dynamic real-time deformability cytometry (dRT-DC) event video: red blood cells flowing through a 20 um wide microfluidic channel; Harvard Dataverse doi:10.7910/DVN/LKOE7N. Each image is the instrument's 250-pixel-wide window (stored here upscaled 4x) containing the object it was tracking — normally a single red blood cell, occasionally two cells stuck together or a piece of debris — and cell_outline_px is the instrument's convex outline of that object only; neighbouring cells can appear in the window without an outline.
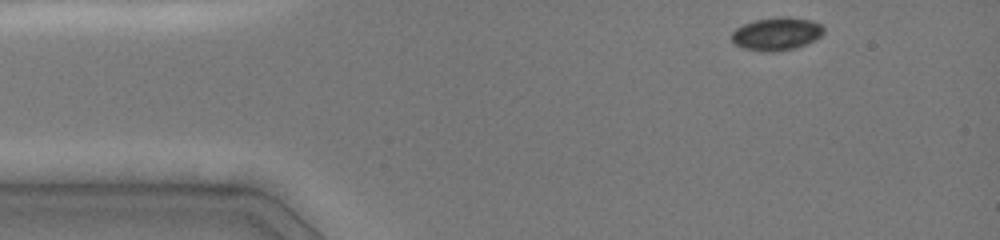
{"species": "common noctule bat (a hibernating species)", "species_latin": "Nyctalus noctula", "temperature_condition": "cold", "stored_images_in_passage": 58, "camera_frame_rate_fps": 3000, "um_per_image_px": 0.085, "animal": {"sex": "female", "body_mass_g": 19.0, "forearm_length_mm": 51.5}, "frame": {"image": 1, "passage_image": 1, "time_ms": 0.0, "image_size_px": [1000, 240], "cell_outline_px": [[824, 32], [816, 40], [796, 48], [772, 52], [764, 52], [744, 48], [736, 44], [732, 40], [732, 32], [736, 28], [744, 24], [756, 20], [780, 16], [788, 16], [812, 20], [820, 24], [824, 28]], "centroid_in_image_um": [66.04, 2.87], "position_along_channel_um": 19.0, "area_um2": 17.74}}
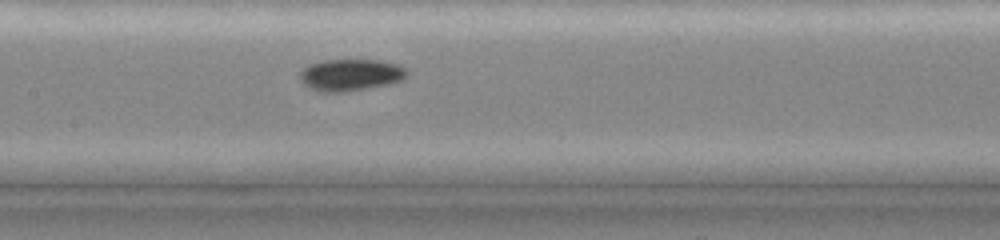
{"frame": {"image": 2, "passage_image": 22, "time_ms": 5.667, "image_size_px": [1000, 240], "cell_outline_px": [[408, 72], [400, 80], [388, 84], [348, 92], [324, 92], [312, 88], [304, 84], [300, 80], [300, 72], [308, 64], [324, 60], [376, 60], [396, 64], [408, 68]], "centroid_in_image_um": [29.79, 6.36], "position_along_channel_um": 177.6, "area_um2": 19.71}}
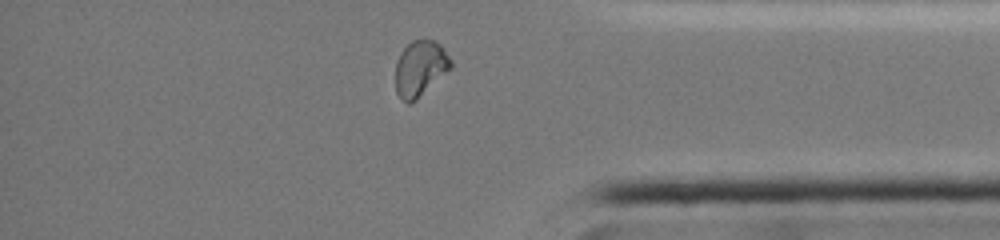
{"frame": {"image": 3, "passage_image": 52, "time_ms": 11.333, "image_size_px": [1000, 240], "cell_outline_px": [[452, 68], [416, 100], [408, 104], [396, 92], [396, 60], [400, 52], [412, 40], [424, 36], [440, 44], [444, 48], [452, 60]], "centroid_in_image_um": [35.73, 5.76], "position_along_channel_um": 399.5, "area_um2": 18.26}, "authors_computed_cell_mechanics": {"area_um2": 18.2648, "velocity_mm_per_s": 4.035, "shape_relaxation_time_tau1_ms": 6.5944, "shape_relaxation_time_tau2_ms": 2.7884, "deformation_change_tau1": 0.1712, "deformation_change_tau2": 0.0382}}